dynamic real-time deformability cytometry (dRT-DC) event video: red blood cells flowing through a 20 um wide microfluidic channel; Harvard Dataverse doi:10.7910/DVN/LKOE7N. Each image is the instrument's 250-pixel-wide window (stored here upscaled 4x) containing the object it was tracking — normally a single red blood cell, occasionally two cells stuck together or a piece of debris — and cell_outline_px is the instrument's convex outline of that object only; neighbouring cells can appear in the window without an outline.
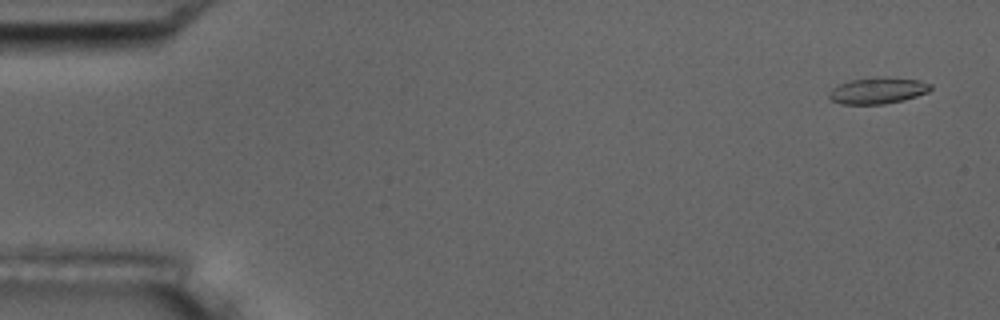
{"species": "common noctule bat (a hibernating species)", "species_latin": "Nyctalus noctula", "temperature_condition": "room temperature", "stored_images_in_passage": 5, "camera_frame_rate_fps": 3000, "um_per_image_px": 0.085, "animal": {"sex": "male", "body_mass_g": 17.5, "forearm_length_mm": 52.3}, "frame": {"image": 1, "passage_image": 1, "time_ms": 0.0, "image_size_px": [1000, 320], "cell_outline_px": [[932, 88], [928, 92], [904, 100], [884, 104], [840, 104], [832, 100], [828, 96], [828, 92], [832, 88], [840, 84], [852, 80], [876, 76], [884, 76], [920, 80], [932, 84]], "centroid_in_image_um": [74.63, 7.69], "position_along_channel_um": 10.4, "area_um2": 15.78}}
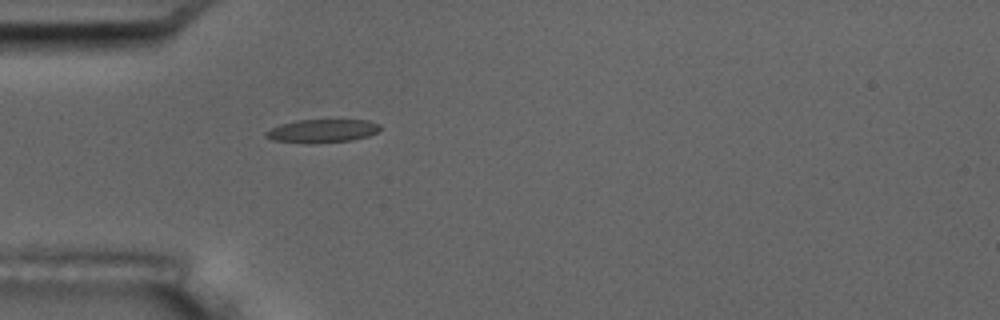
{"frame": {"image": 2, "passage_image": 5, "time_ms": 4.667, "image_size_px": [1000, 320], "cell_outline_px": [[380, 132], [368, 136], [352, 140], [312, 144], [272, 140], [264, 136], [264, 132], [280, 124], [296, 120], [368, 120], [380, 124]], "centroid_in_image_um": [27.4, 11.13], "position_along_channel_um": 57.6, "area_um2": 15.72}}